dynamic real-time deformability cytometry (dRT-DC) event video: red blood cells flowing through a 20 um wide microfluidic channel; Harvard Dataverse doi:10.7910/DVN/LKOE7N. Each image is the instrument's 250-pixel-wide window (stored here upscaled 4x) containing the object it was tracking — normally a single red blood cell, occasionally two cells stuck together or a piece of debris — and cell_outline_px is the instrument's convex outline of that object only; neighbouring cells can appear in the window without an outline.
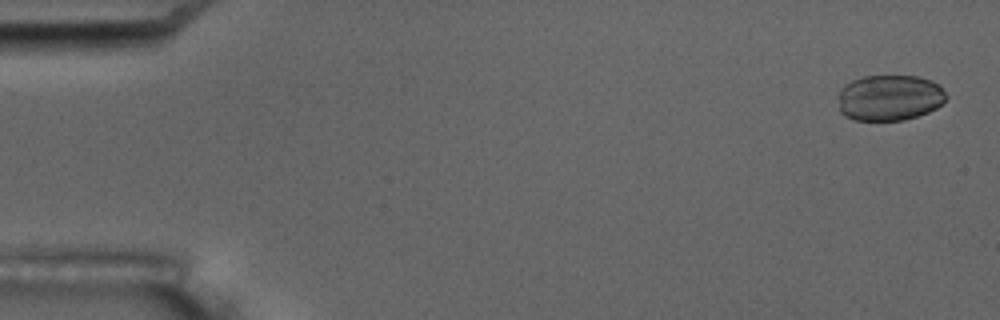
{"species": "common noctule bat (a hibernating species)", "species_latin": "Nyctalus noctula", "temperature_condition": "room temperature", "stored_images_in_passage": 5, "camera_frame_rate_fps": 3000, "um_per_image_px": 0.085, "animal": {"sex": "male", "body_mass_g": 17.5, "forearm_length_mm": 52.3}, "frame": {"image": 1, "passage_image": 1, "time_ms": 0.0, "image_size_px": [1000, 320], "cell_outline_px": [[948, 96], [936, 108], [928, 112], [904, 120], [852, 120], [844, 116], [840, 112], [836, 96], [840, 88], [844, 84], [852, 80], [864, 76], [916, 76], [932, 80], [940, 84]], "centroid_in_image_um": [75.57, 8.3], "position_along_channel_um": 9.4, "area_um2": 29.36}}